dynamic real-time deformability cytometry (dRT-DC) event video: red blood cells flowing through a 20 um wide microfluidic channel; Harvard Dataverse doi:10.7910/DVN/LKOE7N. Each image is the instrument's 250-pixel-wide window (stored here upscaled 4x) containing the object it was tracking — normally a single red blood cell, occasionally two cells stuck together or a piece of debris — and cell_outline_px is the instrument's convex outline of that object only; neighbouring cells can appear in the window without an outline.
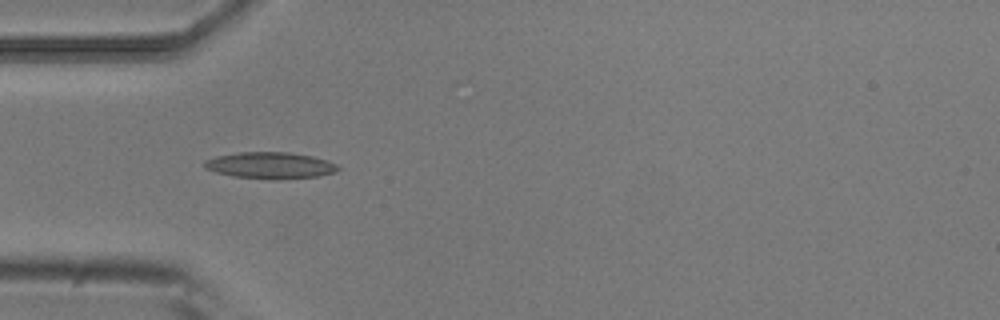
{"species": "common noctule bat (a hibernating species)", "species_latin": "Nyctalus noctula", "temperature_condition": "room temperature", "stored_images_in_passage": 6, "camera_frame_rate_fps": 3000, "um_per_image_px": 0.085, "animal": {"sex": "male", "body_mass_g": 20.5, "forearm_length_mm": 52.5}, "frame": {"image": 1, "passage_image": 5, "time_ms": 1.333, "image_size_px": [1000, 320], "cell_outline_px": [[340, 168], [336, 172], [320, 176], [272, 180], [232, 176], [216, 172], [204, 168], [204, 160], [216, 156], [240, 152], [288, 152], [312, 156], [336, 164]], "centroid_in_image_um": [22.95, 14.07], "position_along_channel_um": 62.0, "area_um2": 20.69}}
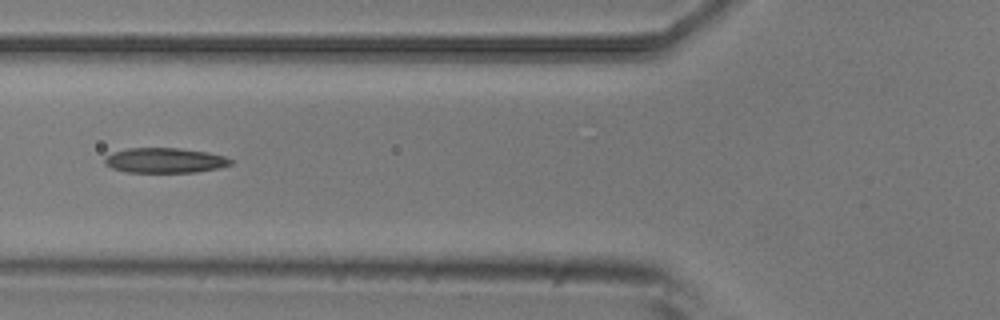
{"frame": {"image": 2, "passage_image": 6, "time_ms": 1.667, "image_size_px": [1000, 320], "cell_outline_px": [[232, 164], [220, 168], [196, 172], [128, 172], [112, 168], [104, 164], [104, 156], [112, 152], [128, 148], [180, 148], [208, 152], [224, 156], [232, 160]], "centroid_in_image_um": [14.0, 13.63], "position_along_channel_um": 111.8, "area_um2": 18.5}}